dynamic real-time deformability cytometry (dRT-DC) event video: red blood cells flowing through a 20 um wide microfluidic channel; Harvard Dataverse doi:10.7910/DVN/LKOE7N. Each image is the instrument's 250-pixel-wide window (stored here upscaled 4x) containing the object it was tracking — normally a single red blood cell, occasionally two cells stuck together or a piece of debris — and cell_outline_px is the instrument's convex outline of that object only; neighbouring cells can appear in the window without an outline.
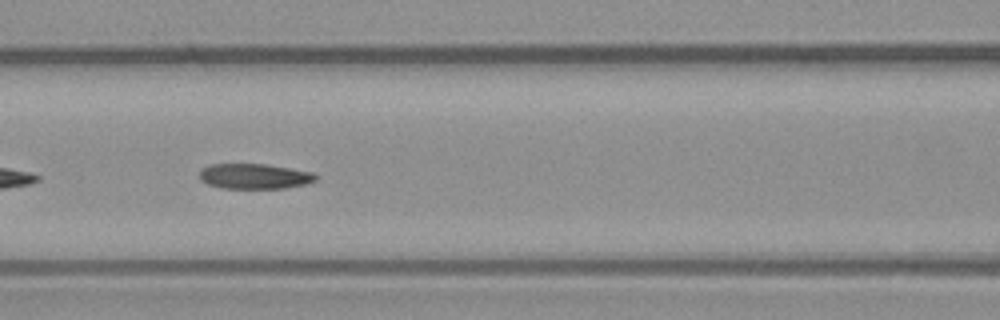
{"species": "common noctule bat (a hibernating species)", "species_latin": "Nyctalus noctula", "temperature_condition": "warm", "stored_images_in_passage": 25, "camera_frame_rate_fps": 3000, "um_per_image_px": 0.085, "animal": {"sex": "male", "body_mass_g": 23.1, "forearm_length_mm": 52.7}, "frame": {"image": 1, "passage_image": 8, "time_ms": 2.333, "image_size_px": [1000, 320], "cell_outline_px": [[320, 176], [316, 180], [304, 184], [284, 188], [220, 188], [208, 184], [200, 180], [200, 168], [208, 164], [264, 164], [312, 172]], "centroid_in_image_um": [21.59, 14.98], "position_along_channel_um": 145.0, "area_um2": 17.11}}
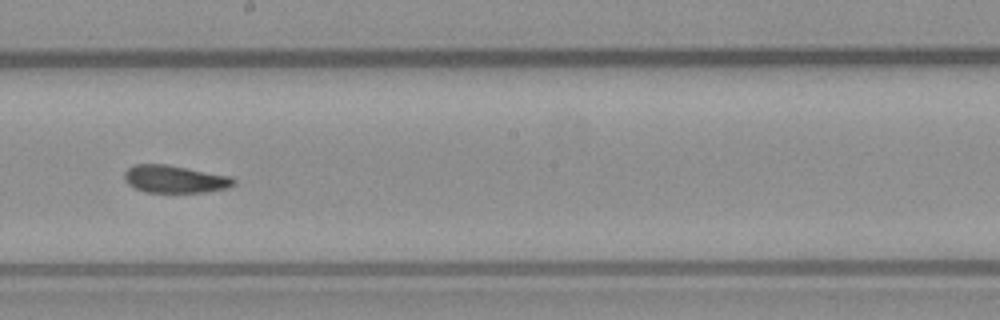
{"frame": {"image": 2, "passage_image": 15, "time_ms": 4.667, "image_size_px": [1000, 320], "cell_outline_px": [[236, 184], [224, 188], [204, 192], [144, 192], [128, 184], [124, 180], [124, 172], [132, 164], [168, 164], [232, 176], [236, 180]], "centroid_in_image_um": [14.85, 15.21], "position_along_channel_um": 233.4, "area_um2": 17.69}}
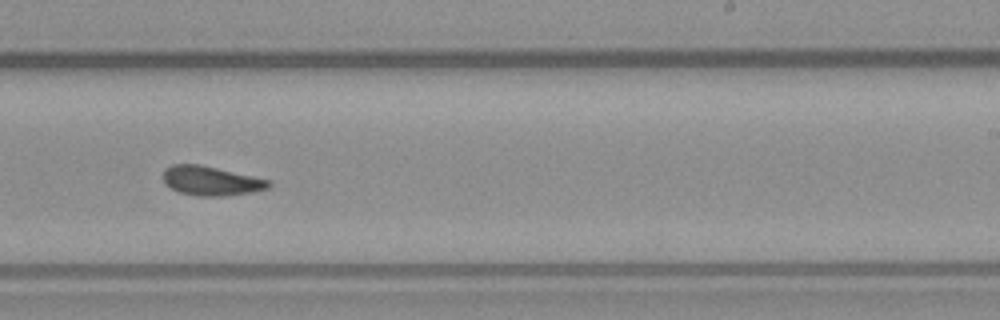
{"frame": {"image": 3, "passage_image": 18, "time_ms": 5.667, "image_size_px": [1000, 320], "cell_outline_px": [[272, 184], [268, 188], [252, 192], [224, 196], [196, 196], [180, 192], [164, 184], [164, 168], [172, 164], [200, 164], [272, 180]], "centroid_in_image_um": [17.96, 15.36], "position_along_channel_um": 271.0, "area_um2": 18.15}}